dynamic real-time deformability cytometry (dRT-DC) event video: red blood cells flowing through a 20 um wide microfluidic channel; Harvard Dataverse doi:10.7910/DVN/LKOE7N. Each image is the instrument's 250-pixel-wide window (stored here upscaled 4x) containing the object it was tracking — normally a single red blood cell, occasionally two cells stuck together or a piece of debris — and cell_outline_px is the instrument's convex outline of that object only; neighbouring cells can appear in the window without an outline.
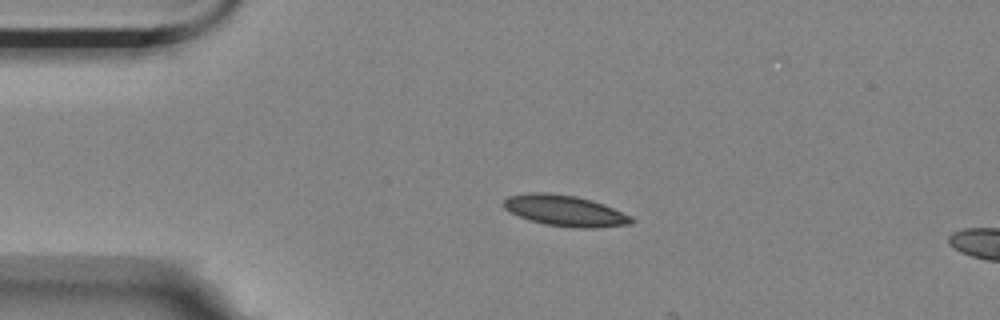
{"species": "Egyptian fruit bat (a non-hibernating species)", "species_latin": "Rousettus aegyptiacus", "temperature_condition": "room temperature", "stored_images_in_passage": 4, "segment_of_instrument_passage": [1, 2], "camera_frame_rate_fps": 3000, "um_per_image_px": 0.085, "animal": {"sex": "female"}, "frame": {"image": 1, "passage_image": 2, "time_ms": 0.333, "image_size_px": [1000, 320], "cell_outline_px": [[636, 220], [632, 224], [596, 228], [580, 228], [544, 224], [528, 220], [504, 208], [504, 200], [508, 196], [528, 192], [544, 192], [576, 196], [592, 200], [604, 204], [632, 216]], "centroid_in_image_um": [48.07, 17.91], "position_along_channel_um": 36.9, "area_um2": 23.12}}